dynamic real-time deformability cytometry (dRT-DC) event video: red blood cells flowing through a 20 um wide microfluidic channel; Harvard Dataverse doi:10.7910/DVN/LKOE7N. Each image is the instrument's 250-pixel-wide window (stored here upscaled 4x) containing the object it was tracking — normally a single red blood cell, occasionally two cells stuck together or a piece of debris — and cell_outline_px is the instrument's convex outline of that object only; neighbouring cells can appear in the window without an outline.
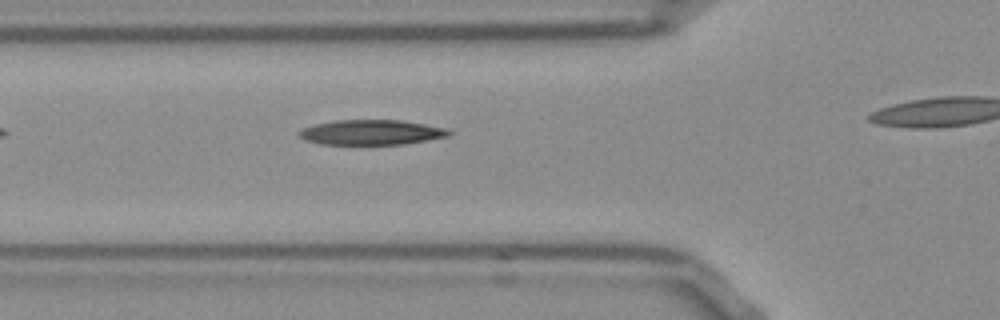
{"species": "Egyptian fruit bat (a non-hibernating species)", "species_latin": "Rousettus aegyptiacus", "temperature_condition": "room temperature", "stored_images_in_passage": 29, "camera_frame_rate_fps": 3000, "um_per_image_px": 0.085, "frame": {"image": 1, "passage_image": 5, "time_ms": 1.333, "image_size_px": [1000, 320], "cell_outline_px": [[452, 132], [448, 136], [428, 140], [404, 144], [320, 144], [304, 140], [296, 132], [300, 128], [316, 124], [336, 120], [400, 120], [448, 128]], "centroid_in_image_um": [31.54, 11.25], "position_along_channel_um": 94.3, "area_um2": 21.91}}
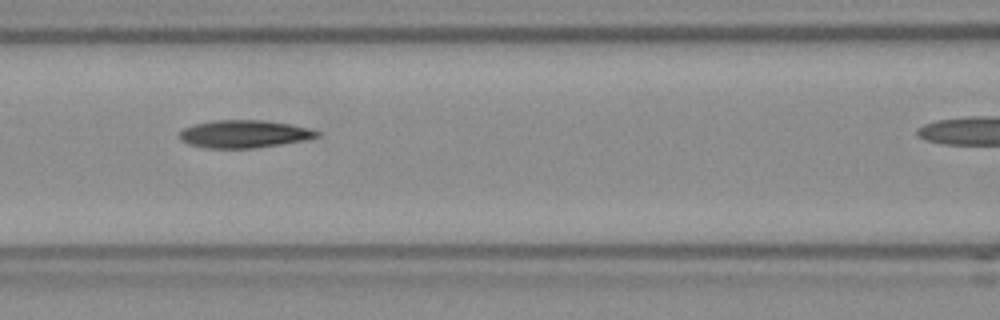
{"frame": {"image": 2, "passage_image": 9, "time_ms": 2.667, "image_size_px": [1000, 320], "cell_outline_px": [[320, 136], [304, 140], [280, 144], [252, 148], [204, 148], [188, 144], [180, 140], [180, 132], [184, 128], [192, 124], [216, 120], [264, 120], [288, 124], [308, 128], [320, 132]], "centroid_in_image_um": [20.71, 11.39], "position_along_channel_um": 145.9, "area_um2": 22.08}}